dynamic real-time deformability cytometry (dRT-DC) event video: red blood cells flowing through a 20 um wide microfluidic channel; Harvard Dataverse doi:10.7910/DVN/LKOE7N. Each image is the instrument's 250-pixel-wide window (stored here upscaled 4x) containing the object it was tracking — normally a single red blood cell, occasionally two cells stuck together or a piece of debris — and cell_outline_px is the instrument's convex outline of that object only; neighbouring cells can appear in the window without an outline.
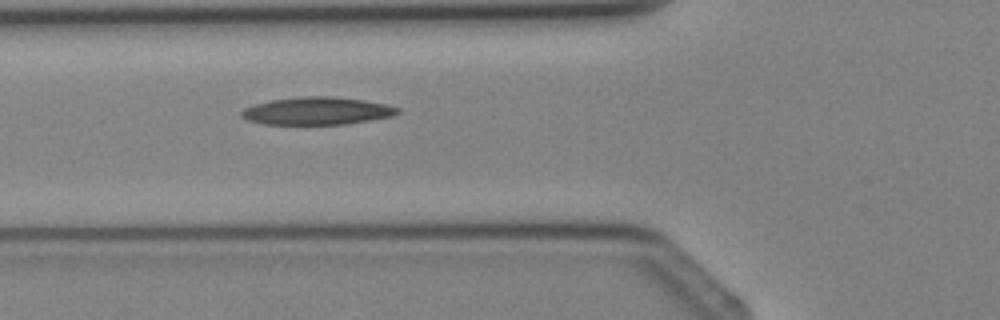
{"species": "Egyptian fruit bat (a non-hibernating species)", "species_latin": "Rousettus aegyptiacus", "temperature_condition": "cold", "stored_images_in_passage": 5, "segment_of_instrument_passage": [1, 2], "camera_frame_rate_fps": 3000, "um_per_image_px": 0.085, "animal": {"sex": "female"}, "frame": {"image": 1, "passage_image": 4, "time_ms": 4.333, "image_size_px": [1000, 320], "cell_outline_px": [[400, 112], [392, 116], [344, 124], [264, 124], [248, 120], [240, 116], [240, 112], [244, 108], [252, 104], [272, 100], [304, 96], [332, 96], [364, 100], [384, 104], [400, 108]], "centroid_in_image_um": [26.91, 9.42], "position_along_channel_um": 98.9, "area_um2": 25.03}}